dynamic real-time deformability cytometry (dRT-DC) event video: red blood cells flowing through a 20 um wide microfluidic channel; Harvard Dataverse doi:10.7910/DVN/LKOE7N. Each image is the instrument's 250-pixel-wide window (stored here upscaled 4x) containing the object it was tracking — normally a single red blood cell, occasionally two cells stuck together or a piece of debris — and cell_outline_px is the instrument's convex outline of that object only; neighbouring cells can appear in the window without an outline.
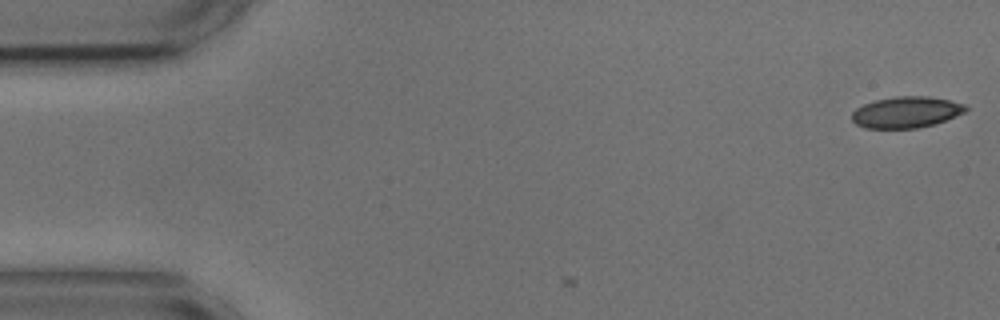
{"species": "common noctule bat (a hibernating species)", "species_latin": "Nyctalus noctula", "temperature_condition": "cold", "stored_images_in_passage": 2, "camera_frame_rate_fps": 3000, "um_per_image_px": 0.085, "animal": {"sex": "male", "body_mass_g": 17.9, "forearm_length_mm": 54.2}, "frame": {"image": 1, "passage_image": 2, "time_ms": 0.333, "image_size_px": [1000, 320], "cell_outline_px": [[968, 108], [964, 112], [936, 124], [916, 128], [864, 128], [856, 124], [852, 120], [852, 112], [856, 108], [864, 104], [876, 100], [896, 96], [928, 96], [948, 100], [964, 104]], "centroid_in_image_um": [77.01, 9.54], "position_along_channel_um": 8.0, "area_um2": 20.63}}